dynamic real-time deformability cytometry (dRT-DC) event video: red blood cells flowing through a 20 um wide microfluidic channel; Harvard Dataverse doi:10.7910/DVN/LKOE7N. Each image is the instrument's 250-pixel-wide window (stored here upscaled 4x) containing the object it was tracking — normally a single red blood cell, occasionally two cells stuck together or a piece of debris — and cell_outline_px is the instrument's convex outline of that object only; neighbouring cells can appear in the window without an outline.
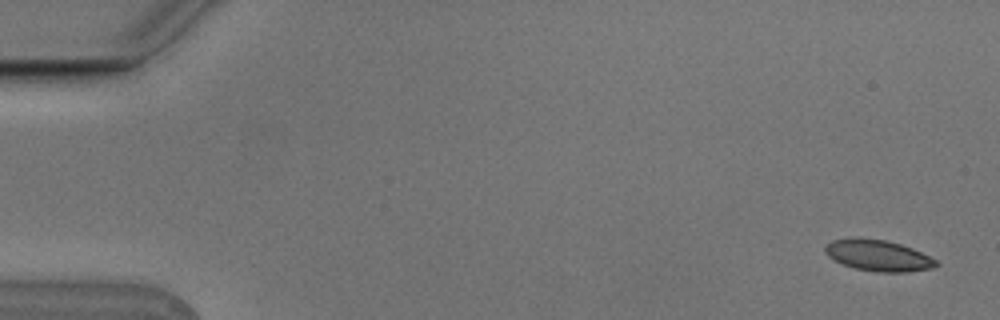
{"species": "Egyptian fruit bat (a non-hibernating species)", "species_latin": "Rousettus aegyptiacus", "temperature_condition": "cold", "stored_images_in_passage": 6, "camera_frame_rate_fps": 3000, "um_per_image_px": 0.085, "animal": {"sex": "male"}, "frame": {"image": 1, "passage_image": 1, "time_ms": 0.0, "image_size_px": [1000, 320], "cell_outline_px": [[940, 264], [932, 268], [908, 272], [876, 272], [856, 268], [844, 264], [828, 256], [824, 252], [824, 248], [832, 240], [852, 236], [856, 236], [888, 240], [912, 248], [936, 260]], "centroid_in_image_um": [74.63, 21.69], "position_along_channel_um": 10.4, "area_um2": 20.29}}